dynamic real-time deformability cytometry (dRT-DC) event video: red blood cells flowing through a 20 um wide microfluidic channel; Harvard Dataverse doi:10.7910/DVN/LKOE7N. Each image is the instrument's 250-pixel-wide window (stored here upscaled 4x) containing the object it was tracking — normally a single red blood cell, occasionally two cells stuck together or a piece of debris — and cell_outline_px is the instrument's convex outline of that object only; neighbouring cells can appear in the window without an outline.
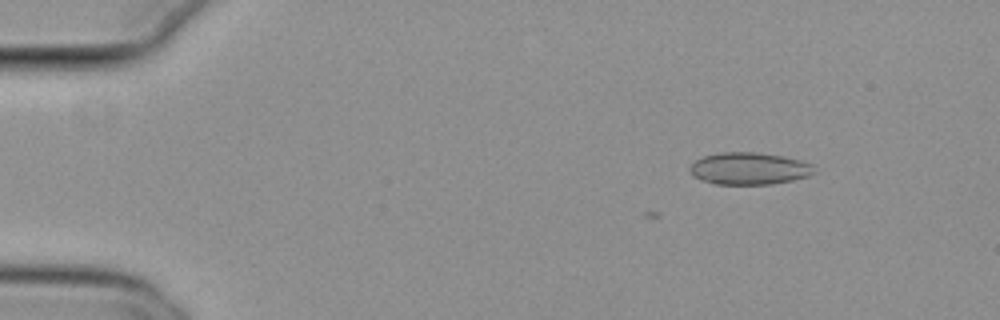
{"species": "common noctule bat (a hibernating species)", "species_latin": "Nyctalus noctula", "temperature_condition": "cold", "stored_images_in_passage": 7, "camera_frame_rate_fps": 3000, "um_per_image_px": 0.085, "animal": {"sex": "female", "body_mass_g": 29.2, "forearm_length_mm": 56.3}, "frame": {"image": 1, "passage_image": 1, "time_ms": 0.0, "image_size_px": [1000, 320], "cell_outline_px": [[816, 172], [808, 176], [792, 180], [772, 184], [712, 184], [700, 180], [692, 176], [688, 168], [696, 160], [704, 156], [720, 152], [756, 152], [784, 156], [800, 160], [812, 164]], "centroid_in_image_um": [63.66, 14.33], "position_along_channel_um": 21.3, "area_um2": 23.47}}